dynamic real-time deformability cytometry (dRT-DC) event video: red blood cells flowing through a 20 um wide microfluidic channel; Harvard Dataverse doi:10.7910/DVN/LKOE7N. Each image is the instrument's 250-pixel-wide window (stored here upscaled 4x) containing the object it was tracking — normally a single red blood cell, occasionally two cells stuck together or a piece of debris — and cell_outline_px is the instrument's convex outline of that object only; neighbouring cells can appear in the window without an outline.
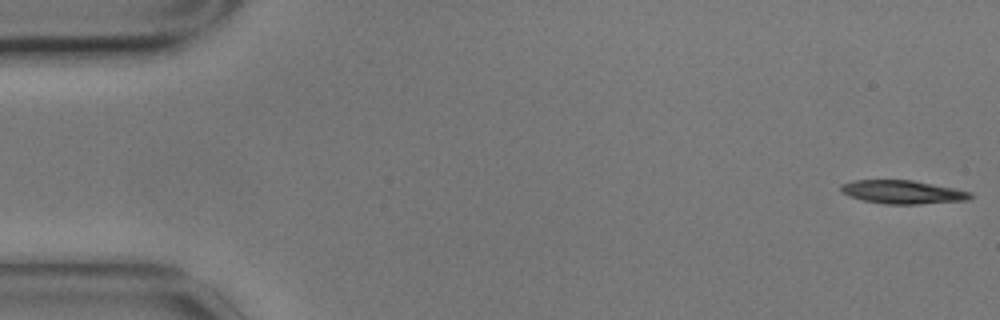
{"species": "common noctule bat (a hibernating species)", "species_latin": "Nyctalus noctula", "temperature_condition": "cold", "stored_images_in_passage": 56, "camera_frame_rate_fps": 3000, "um_per_image_px": 0.085, "animal": {"sex": "male", "body_mass_g": 17.9}, "frame": {"image": 1, "passage_image": 1, "time_ms": 0.0, "image_size_px": [1000, 320], "cell_outline_px": [[972, 196], [968, 200], [920, 204], [884, 204], [864, 200], [840, 192], [840, 184], [852, 180], [912, 180], [972, 192]], "centroid_in_image_um": [76.7, 16.32], "position_along_channel_um": 8.3, "area_um2": 17.57}}
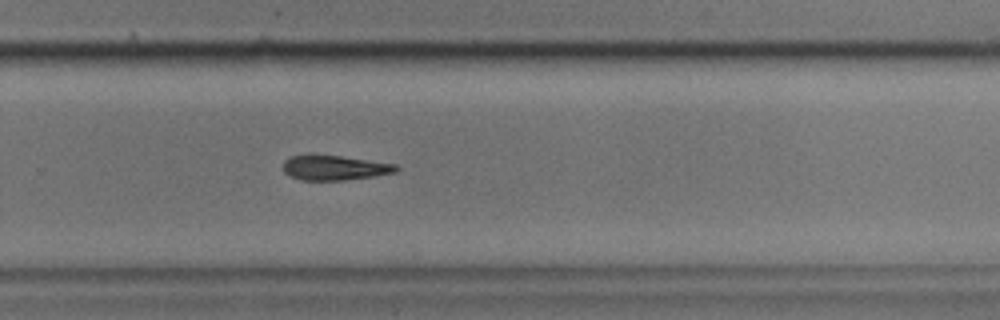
{"frame": {"image": 2, "passage_image": 37, "time_ms": 12.0, "image_size_px": [1000, 320], "cell_outline_px": [[400, 168], [396, 172], [372, 176], [344, 180], [300, 180], [288, 176], [284, 172], [284, 160], [292, 156], [308, 152], [340, 156], [400, 164]], "centroid_in_image_um": [28.41, 14.23], "position_along_channel_um": 301.4, "area_um2": 16.88}}
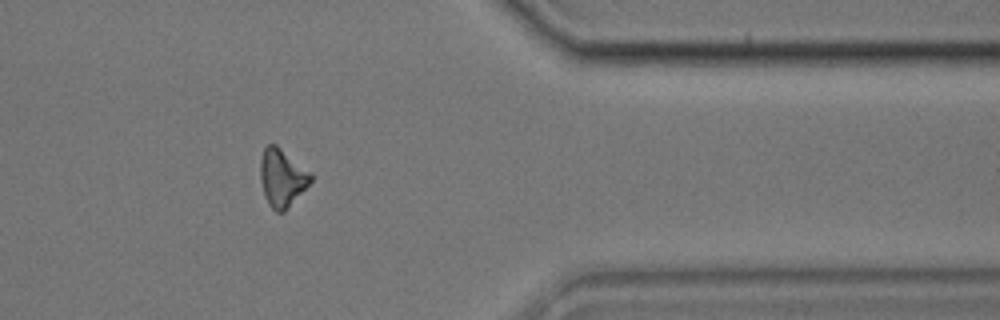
{"frame": {"image": 3, "passage_image": 46, "time_ms": 15.0, "image_size_px": [1000, 320], "cell_outline_px": [[312, 180], [288, 208], [284, 212], [276, 212], [268, 204], [264, 196], [260, 180], [260, 160], [264, 148], [268, 144], [276, 144], [312, 172]], "centroid_in_image_um": [23.97, 15.1], "position_along_channel_um": 387.4, "area_um2": 17.11}, "authors_computed_cell_mechanics": {"area_um2": 17.8313, "velocity_mm_per_s": 3.4763, "shape_relaxation_time_tau1_ms": 4.1342, "shape_relaxation_time_tau2_ms": 9.4362, "deformation_change_tau1": 0.0926, "deformation_change_tau2": 0.2228}}